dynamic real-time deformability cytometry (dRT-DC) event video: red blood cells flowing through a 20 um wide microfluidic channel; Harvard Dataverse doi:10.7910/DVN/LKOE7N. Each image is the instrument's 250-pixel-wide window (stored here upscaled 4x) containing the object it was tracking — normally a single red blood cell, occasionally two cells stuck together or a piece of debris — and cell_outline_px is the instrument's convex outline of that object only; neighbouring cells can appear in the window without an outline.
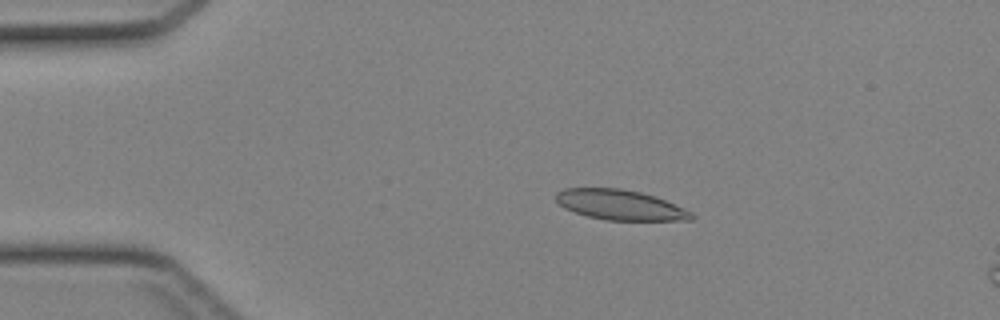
{"species": "Egyptian fruit bat (a non-hibernating species)", "species_latin": "Rousettus aegyptiacus", "temperature_condition": "cold", "stored_images_in_passage": 42, "camera_frame_rate_fps": 3000, "um_per_image_px": 0.085, "animal": {"sex": "female"}, "frame": {"image": 1, "passage_image": 6, "time_ms": 1.667, "image_size_px": [1000, 320], "cell_outline_px": [[692, 220], [604, 220], [588, 216], [564, 208], [556, 200], [556, 192], [564, 188], [620, 188], [640, 192], [664, 200], [692, 212]], "centroid_in_image_um": [52.67, 17.41], "position_along_channel_um": 32.3, "area_um2": 23.47}}
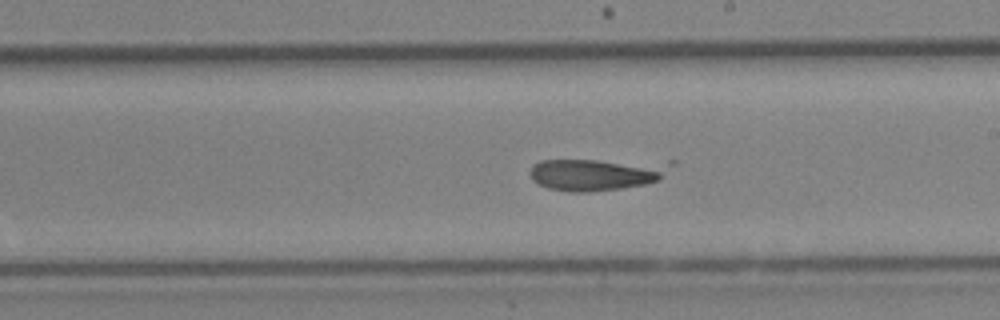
{"frame": {"image": 2, "passage_image": 23, "time_ms": 7.333, "image_size_px": [1000, 320], "cell_outline_px": [[676, 164], [660, 180], [644, 184], [620, 188], [588, 192], [568, 192], [548, 188], [532, 180], [528, 172], [532, 164], [540, 160], [676, 160]], "centroid_in_image_um": [50.8, 14.77], "position_along_channel_um": 238.2, "area_um2": 27.22}}
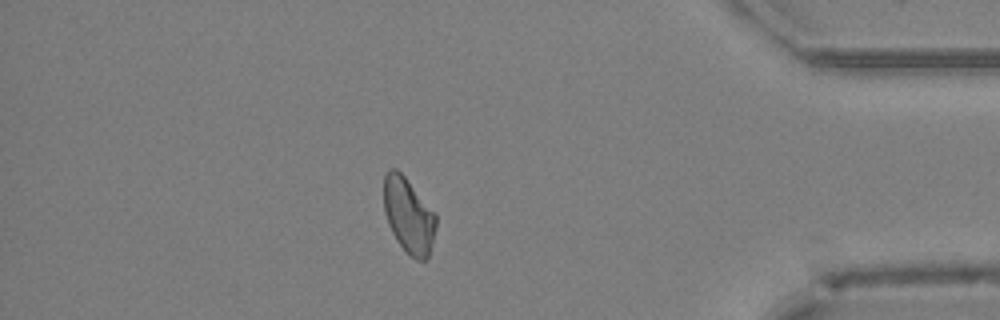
{"frame": {"image": 3, "passage_image": 36, "time_ms": 11.667, "image_size_px": [1000, 320], "cell_outline_px": [[436, 228], [428, 260], [416, 260], [408, 256], [396, 240], [388, 224], [384, 212], [384, 176], [388, 168], [396, 168], [404, 176], [436, 212]], "centroid_in_image_um": [34.74, 18.34], "position_along_channel_um": 400.5, "area_um2": 23.29}}